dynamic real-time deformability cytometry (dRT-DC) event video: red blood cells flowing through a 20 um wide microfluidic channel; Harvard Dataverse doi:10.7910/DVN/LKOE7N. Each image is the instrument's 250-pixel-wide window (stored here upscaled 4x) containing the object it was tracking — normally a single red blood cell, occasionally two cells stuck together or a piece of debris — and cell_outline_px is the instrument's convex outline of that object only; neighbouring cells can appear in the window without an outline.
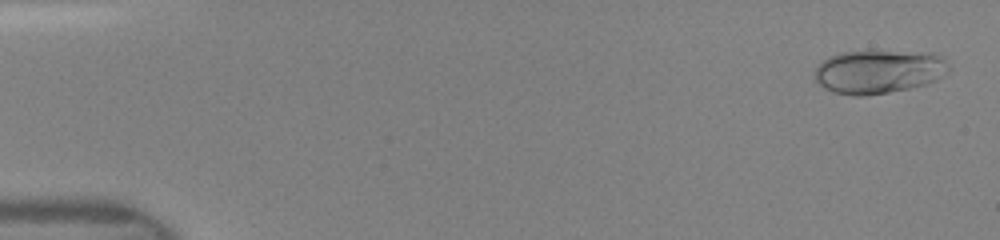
{"species": "human", "species_latin": "Homo sapiens", "temperature_condition": "room temperature", "stored_images_in_passage": 4, "camera_frame_rate_fps": 3000, "um_per_image_px": 0.085, "donor": {"sex": "female"}, "frame": {"image": 1, "passage_image": 1, "time_ms": 0.0, "image_size_px": [1000, 240], "cell_outline_px": [[948, 72], [936, 80], [928, 84], [912, 88], [864, 96], [852, 96], [832, 92], [824, 88], [812, 80], [816, 68], [824, 60], [840, 52], [868, 48], [936, 52], [944, 56], [948, 68]], "centroid_in_image_um": [74.7, 6.04], "position_along_channel_um": 10.3, "area_um2": 35.66}}
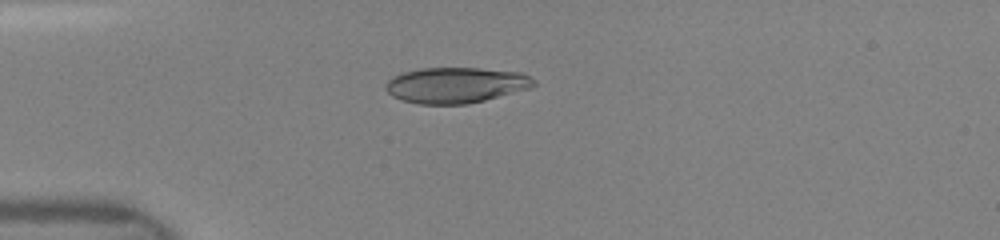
{"frame": {"image": 2, "passage_image": 4, "time_ms": 3.667, "image_size_px": [1000, 240], "cell_outline_px": [[536, 84], [528, 88], [484, 100], [468, 104], [420, 104], [400, 100], [392, 96], [384, 88], [388, 80], [404, 72], [420, 68], [480, 68], [520, 72], [536, 80]], "centroid_in_image_um": [38.72, 7.23], "position_along_channel_um": 46.3, "area_um2": 30.63}}